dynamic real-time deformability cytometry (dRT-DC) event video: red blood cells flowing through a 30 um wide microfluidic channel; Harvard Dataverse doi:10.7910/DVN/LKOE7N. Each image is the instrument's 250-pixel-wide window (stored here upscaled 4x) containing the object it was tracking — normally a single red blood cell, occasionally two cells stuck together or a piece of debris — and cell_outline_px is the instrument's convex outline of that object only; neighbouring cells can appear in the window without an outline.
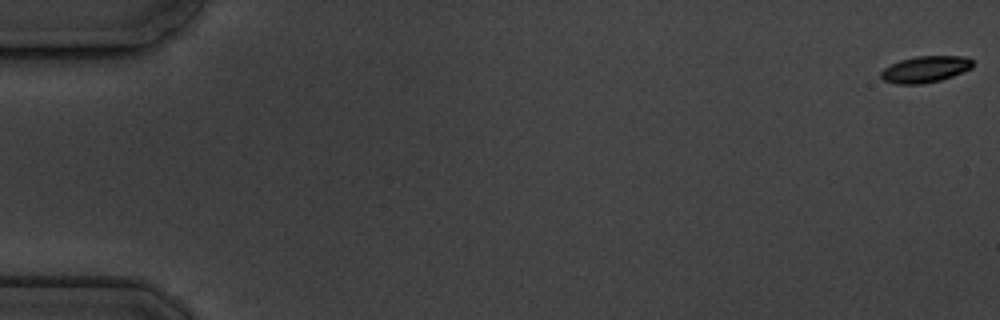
{"species": "common noctule bat (a hibernating species)", "species_latin": "Nyctalus noctula", "temperature_condition": "cold", "stored_images_in_passage": 6, "camera_frame_rate_fps": 3000, "um_per_image_px": 0.085, "animal": {"sex": "male", "body_mass_g": 19.5, "forearm_length_mm": 54.6}, "frame": {"image": 1, "passage_image": 1, "time_ms": 0.0, "image_size_px": [1000, 320], "cell_outline_px": [[972, 68], [952, 76], [940, 80], [920, 84], [896, 84], [884, 80], [880, 76], [880, 72], [884, 68], [900, 60], [916, 56], [964, 56], [972, 60]], "centroid_in_image_um": [78.63, 5.88], "position_along_channel_um": 6.4, "area_um2": 14.05}}
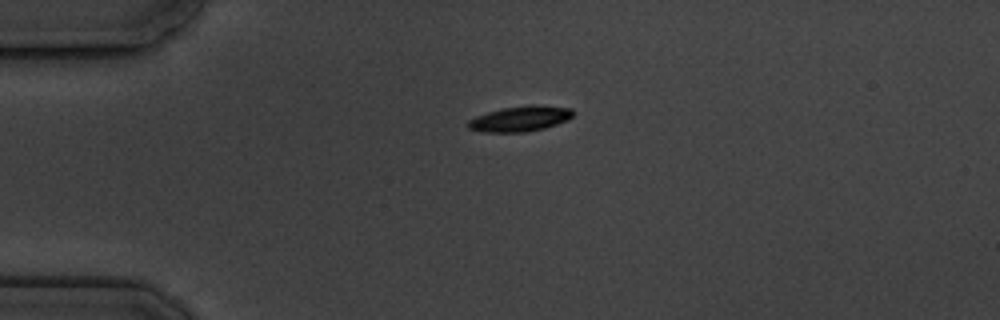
{"frame": {"image": 2, "passage_image": 5, "time_ms": 4.667, "image_size_px": [1000, 320], "cell_outline_px": [[572, 116], [568, 120], [544, 128], [524, 132], [484, 132], [468, 128], [468, 120], [476, 116], [488, 112], [504, 108], [528, 104], [532, 104], [572, 108]], "centroid_in_image_um": [44.22, 10.08], "position_along_channel_um": 40.8, "area_um2": 15.43}}